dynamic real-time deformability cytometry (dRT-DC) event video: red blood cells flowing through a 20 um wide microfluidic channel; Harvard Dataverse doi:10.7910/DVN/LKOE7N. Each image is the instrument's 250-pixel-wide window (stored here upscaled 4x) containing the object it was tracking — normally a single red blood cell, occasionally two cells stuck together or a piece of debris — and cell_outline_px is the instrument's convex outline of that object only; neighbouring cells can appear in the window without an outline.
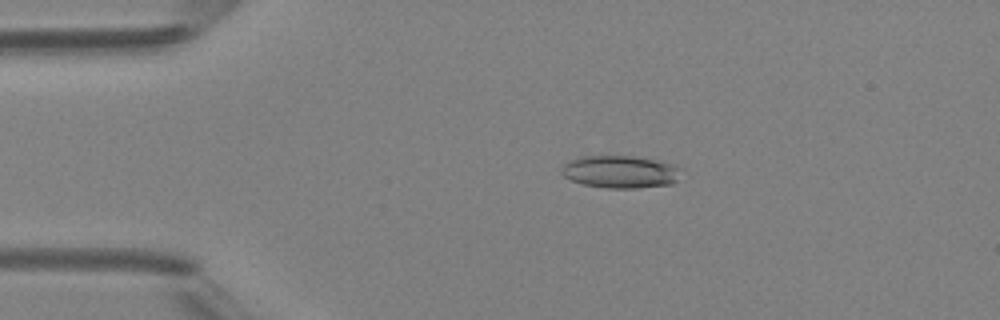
{"species": "Egyptian fruit bat (a non-hibernating species)", "species_latin": "Rousettus aegyptiacus", "temperature_condition": "room temperature", "stored_images_in_passage": 3, "camera_frame_rate_fps": 3000, "um_per_image_px": 0.085, "animal": {"sex": "female"}, "frame": {"image": 1, "passage_image": 2, "time_ms": 1.0, "image_size_px": [1000, 320], "cell_outline_px": [[680, 168], [676, 180], [672, 184], [636, 188], [608, 188], [584, 184], [572, 180], [564, 176], [560, 172], [560, 168], [564, 164], [580, 156], [636, 156], [664, 160], [676, 164]], "centroid_in_image_um": [52.76, 14.58], "position_along_channel_um": 32.2, "area_um2": 22.83}}